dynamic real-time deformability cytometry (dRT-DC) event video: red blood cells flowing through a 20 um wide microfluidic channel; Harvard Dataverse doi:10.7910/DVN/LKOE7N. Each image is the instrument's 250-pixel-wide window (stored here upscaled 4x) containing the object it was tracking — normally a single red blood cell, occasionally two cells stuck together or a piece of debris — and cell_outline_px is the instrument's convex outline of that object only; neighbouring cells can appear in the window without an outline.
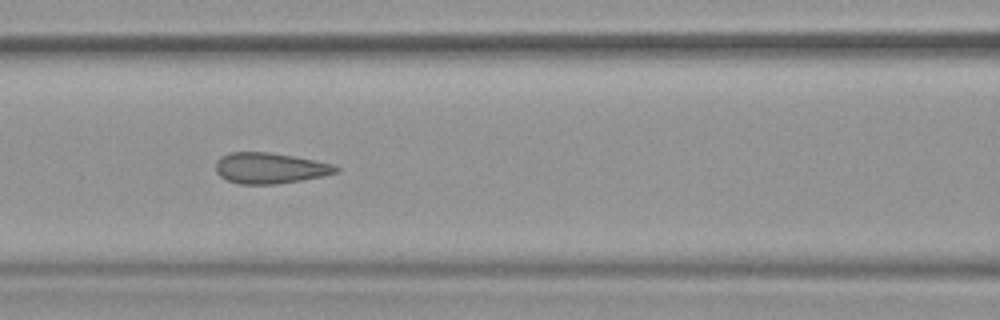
{"species": "common noctule bat (a hibernating species)", "species_latin": "Nyctalus noctula", "temperature_condition": "warm", "stored_images_in_passage": 53, "camera_frame_rate_fps": 3000, "um_per_image_px": 0.085, "animal": {"sex": "female", "body_mass_g": 19.9}, "frame": {"image": 1, "passage_image": 23, "time_ms": 7.333, "image_size_px": [1000, 320], "cell_outline_px": [[340, 172], [324, 176], [276, 184], [240, 184], [228, 180], [220, 176], [216, 172], [216, 160], [220, 156], [228, 152], [268, 152], [292, 156], [332, 164], [340, 168]], "centroid_in_image_um": [22.92, 14.29], "position_along_channel_um": 143.7, "area_um2": 21.56}}